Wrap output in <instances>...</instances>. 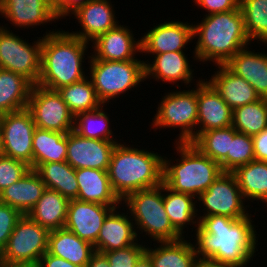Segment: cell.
<instances>
[{
    "label": "cell",
    "instance_id": "obj_22",
    "mask_svg": "<svg viewBox=\"0 0 267 267\" xmlns=\"http://www.w3.org/2000/svg\"><path fill=\"white\" fill-rule=\"evenodd\" d=\"M155 59L144 61L145 81L149 78L162 83H178L179 81L191 87L195 73L188 57L184 52H167L158 55H151ZM152 62V63H151ZM194 73V74H193ZM191 82V83H190Z\"/></svg>",
    "mask_w": 267,
    "mask_h": 267
},
{
    "label": "cell",
    "instance_id": "obj_1",
    "mask_svg": "<svg viewBox=\"0 0 267 267\" xmlns=\"http://www.w3.org/2000/svg\"><path fill=\"white\" fill-rule=\"evenodd\" d=\"M251 216L242 219L221 215L198 216L193 242H196L197 257L239 265L250 264L258 251L259 236Z\"/></svg>",
    "mask_w": 267,
    "mask_h": 267
},
{
    "label": "cell",
    "instance_id": "obj_2",
    "mask_svg": "<svg viewBox=\"0 0 267 267\" xmlns=\"http://www.w3.org/2000/svg\"><path fill=\"white\" fill-rule=\"evenodd\" d=\"M204 16L200 23L193 24V38L198 39L193 50V61L226 64L241 49L251 44L240 6L233 11Z\"/></svg>",
    "mask_w": 267,
    "mask_h": 267
},
{
    "label": "cell",
    "instance_id": "obj_28",
    "mask_svg": "<svg viewBox=\"0 0 267 267\" xmlns=\"http://www.w3.org/2000/svg\"><path fill=\"white\" fill-rule=\"evenodd\" d=\"M185 239L184 236L175 241L157 242L154 248L152 244L146 245L145 255L152 267H195L198 257L194 243Z\"/></svg>",
    "mask_w": 267,
    "mask_h": 267
},
{
    "label": "cell",
    "instance_id": "obj_44",
    "mask_svg": "<svg viewBox=\"0 0 267 267\" xmlns=\"http://www.w3.org/2000/svg\"><path fill=\"white\" fill-rule=\"evenodd\" d=\"M195 6L202 8L208 13H222L236 10L239 7L240 0H194Z\"/></svg>",
    "mask_w": 267,
    "mask_h": 267
},
{
    "label": "cell",
    "instance_id": "obj_51",
    "mask_svg": "<svg viewBox=\"0 0 267 267\" xmlns=\"http://www.w3.org/2000/svg\"><path fill=\"white\" fill-rule=\"evenodd\" d=\"M0 267H38V265H31V264H9L0 261Z\"/></svg>",
    "mask_w": 267,
    "mask_h": 267
},
{
    "label": "cell",
    "instance_id": "obj_46",
    "mask_svg": "<svg viewBox=\"0 0 267 267\" xmlns=\"http://www.w3.org/2000/svg\"><path fill=\"white\" fill-rule=\"evenodd\" d=\"M255 160L267 161V128L252 136Z\"/></svg>",
    "mask_w": 267,
    "mask_h": 267
},
{
    "label": "cell",
    "instance_id": "obj_14",
    "mask_svg": "<svg viewBox=\"0 0 267 267\" xmlns=\"http://www.w3.org/2000/svg\"><path fill=\"white\" fill-rule=\"evenodd\" d=\"M141 54L158 55L167 52H183L189 42H193V23L176 20L165 21L154 25L143 33Z\"/></svg>",
    "mask_w": 267,
    "mask_h": 267
},
{
    "label": "cell",
    "instance_id": "obj_50",
    "mask_svg": "<svg viewBox=\"0 0 267 267\" xmlns=\"http://www.w3.org/2000/svg\"><path fill=\"white\" fill-rule=\"evenodd\" d=\"M134 267H152L150 259L144 254Z\"/></svg>",
    "mask_w": 267,
    "mask_h": 267
},
{
    "label": "cell",
    "instance_id": "obj_42",
    "mask_svg": "<svg viewBox=\"0 0 267 267\" xmlns=\"http://www.w3.org/2000/svg\"><path fill=\"white\" fill-rule=\"evenodd\" d=\"M29 170L30 166L25 162L0 153V193L17 182Z\"/></svg>",
    "mask_w": 267,
    "mask_h": 267
},
{
    "label": "cell",
    "instance_id": "obj_29",
    "mask_svg": "<svg viewBox=\"0 0 267 267\" xmlns=\"http://www.w3.org/2000/svg\"><path fill=\"white\" fill-rule=\"evenodd\" d=\"M69 201L58 191L46 188L27 215L49 231L57 230L65 225Z\"/></svg>",
    "mask_w": 267,
    "mask_h": 267
},
{
    "label": "cell",
    "instance_id": "obj_5",
    "mask_svg": "<svg viewBox=\"0 0 267 267\" xmlns=\"http://www.w3.org/2000/svg\"><path fill=\"white\" fill-rule=\"evenodd\" d=\"M179 158L175 161L163 155V183L173 191L196 199L223 172L220 165L204 155L193 143L175 142ZM175 163V164H174Z\"/></svg>",
    "mask_w": 267,
    "mask_h": 267
},
{
    "label": "cell",
    "instance_id": "obj_41",
    "mask_svg": "<svg viewBox=\"0 0 267 267\" xmlns=\"http://www.w3.org/2000/svg\"><path fill=\"white\" fill-rule=\"evenodd\" d=\"M146 244L137 241L126 248L115 249L103 253L109 261L110 267H134L145 254Z\"/></svg>",
    "mask_w": 267,
    "mask_h": 267
},
{
    "label": "cell",
    "instance_id": "obj_49",
    "mask_svg": "<svg viewBox=\"0 0 267 267\" xmlns=\"http://www.w3.org/2000/svg\"><path fill=\"white\" fill-rule=\"evenodd\" d=\"M85 267H110V264L103 253L95 251Z\"/></svg>",
    "mask_w": 267,
    "mask_h": 267
},
{
    "label": "cell",
    "instance_id": "obj_17",
    "mask_svg": "<svg viewBox=\"0 0 267 267\" xmlns=\"http://www.w3.org/2000/svg\"><path fill=\"white\" fill-rule=\"evenodd\" d=\"M117 207L71 199L64 227L94 245L105 218Z\"/></svg>",
    "mask_w": 267,
    "mask_h": 267
},
{
    "label": "cell",
    "instance_id": "obj_10",
    "mask_svg": "<svg viewBox=\"0 0 267 267\" xmlns=\"http://www.w3.org/2000/svg\"><path fill=\"white\" fill-rule=\"evenodd\" d=\"M49 233L48 229L27 214L22 215L0 253V261L37 265L41 256L47 252Z\"/></svg>",
    "mask_w": 267,
    "mask_h": 267
},
{
    "label": "cell",
    "instance_id": "obj_31",
    "mask_svg": "<svg viewBox=\"0 0 267 267\" xmlns=\"http://www.w3.org/2000/svg\"><path fill=\"white\" fill-rule=\"evenodd\" d=\"M32 86L23 75L0 68V115L27 108Z\"/></svg>",
    "mask_w": 267,
    "mask_h": 267
},
{
    "label": "cell",
    "instance_id": "obj_24",
    "mask_svg": "<svg viewBox=\"0 0 267 267\" xmlns=\"http://www.w3.org/2000/svg\"><path fill=\"white\" fill-rule=\"evenodd\" d=\"M225 65L233 73L248 82L260 98L267 99V53L255 52L247 46L234 55Z\"/></svg>",
    "mask_w": 267,
    "mask_h": 267
},
{
    "label": "cell",
    "instance_id": "obj_8",
    "mask_svg": "<svg viewBox=\"0 0 267 267\" xmlns=\"http://www.w3.org/2000/svg\"><path fill=\"white\" fill-rule=\"evenodd\" d=\"M196 88L189 90H171L162 96L161 102L156 108V114L152 118V129L156 131L159 128H178L179 135L175 142L192 143L196 139L198 102H197V84ZM180 128V129H179Z\"/></svg>",
    "mask_w": 267,
    "mask_h": 267
},
{
    "label": "cell",
    "instance_id": "obj_45",
    "mask_svg": "<svg viewBox=\"0 0 267 267\" xmlns=\"http://www.w3.org/2000/svg\"><path fill=\"white\" fill-rule=\"evenodd\" d=\"M55 14L58 19L70 17L79 8L86 5L90 0H54Z\"/></svg>",
    "mask_w": 267,
    "mask_h": 267
},
{
    "label": "cell",
    "instance_id": "obj_19",
    "mask_svg": "<svg viewBox=\"0 0 267 267\" xmlns=\"http://www.w3.org/2000/svg\"><path fill=\"white\" fill-rule=\"evenodd\" d=\"M0 16L22 30L59 20L54 0H2Z\"/></svg>",
    "mask_w": 267,
    "mask_h": 267
},
{
    "label": "cell",
    "instance_id": "obj_6",
    "mask_svg": "<svg viewBox=\"0 0 267 267\" xmlns=\"http://www.w3.org/2000/svg\"><path fill=\"white\" fill-rule=\"evenodd\" d=\"M121 204L122 211L128 208L127 212L134 222L139 241L143 232V237L146 238L147 235V238L150 237L149 239L156 243L175 241L184 237L172 226L165 212L163 183L154 188L132 192L121 201Z\"/></svg>",
    "mask_w": 267,
    "mask_h": 267
},
{
    "label": "cell",
    "instance_id": "obj_32",
    "mask_svg": "<svg viewBox=\"0 0 267 267\" xmlns=\"http://www.w3.org/2000/svg\"><path fill=\"white\" fill-rule=\"evenodd\" d=\"M246 200L267 205V161L253 160L232 172Z\"/></svg>",
    "mask_w": 267,
    "mask_h": 267
},
{
    "label": "cell",
    "instance_id": "obj_4",
    "mask_svg": "<svg viewBox=\"0 0 267 267\" xmlns=\"http://www.w3.org/2000/svg\"><path fill=\"white\" fill-rule=\"evenodd\" d=\"M107 172L114 193L122 201L132 192L163 183V156L119 142L113 149Z\"/></svg>",
    "mask_w": 267,
    "mask_h": 267
},
{
    "label": "cell",
    "instance_id": "obj_16",
    "mask_svg": "<svg viewBox=\"0 0 267 267\" xmlns=\"http://www.w3.org/2000/svg\"><path fill=\"white\" fill-rule=\"evenodd\" d=\"M131 27L118 24L98 36L92 43L93 48L88 60L128 61L138 59L137 53L141 54V39L134 37ZM137 40V41H136Z\"/></svg>",
    "mask_w": 267,
    "mask_h": 267
},
{
    "label": "cell",
    "instance_id": "obj_25",
    "mask_svg": "<svg viewBox=\"0 0 267 267\" xmlns=\"http://www.w3.org/2000/svg\"><path fill=\"white\" fill-rule=\"evenodd\" d=\"M78 182L77 200L107 206H121V200L114 193L106 170L75 169Z\"/></svg>",
    "mask_w": 267,
    "mask_h": 267
},
{
    "label": "cell",
    "instance_id": "obj_26",
    "mask_svg": "<svg viewBox=\"0 0 267 267\" xmlns=\"http://www.w3.org/2000/svg\"><path fill=\"white\" fill-rule=\"evenodd\" d=\"M45 190L46 186L40 175L35 169H30L22 178L0 193V202L25 215L35 206Z\"/></svg>",
    "mask_w": 267,
    "mask_h": 267
},
{
    "label": "cell",
    "instance_id": "obj_33",
    "mask_svg": "<svg viewBox=\"0 0 267 267\" xmlns=\"http://www.w3.org/2000/svg\"><path fill=\"white\" fill-rule=\"evenodd\" d=\"M33 169L47 162H63L67 157V133L35 128L33 139Z\"/></svg>",
    "mask_w": 267,
    "mask_h": 267
},
{
    "label": "cell",
    "instance_id": "obj_37",
    "mask_svg": "<svg viewBox=\"0 0 267 267\" xmlns=\"http://www.w3.org/2000/svg\"><path fill=\"white\" fill-rule=\"evenodd\" d=\"M57 91L74 116L80 112L95 110L102 105L88 76Z\"/></svg>",
    "mask_w": 267,
    "mask_h": 267
},
{
    "label": "cell",
    "instance_id": "obj_18",
    "mask_svg": "<svg viewBox=\"0 0 267 267\" xmlns=\"http://www.w3.org/2000/svg\"><path fill=\"white\" fill-rule=\"evenodd\" d=\"M197 83V132L196 138L205 131L232 126L233 110L221 98L218 92L206 79Z\"/></svg>",
    "mask_w": 267,
    "mask_h": 267
},
{
    "label": "cell",
    "instance_id": "obj_30",
    "mask_svg": "<svg viewBox=\"0 0 267 267\" xmlns=\"http://www.w3.org/2000/svg\"><path fill=\"white\" fill-rule=\"evenodd\" d=\"M192 195L176 192L168 188L163 183V202L165 212L170 219L172 226L182 235L186 233L184 230L187 225L191 224L193 228L198 227V208L197 200Z\"/></svg>",
    "mask_w": 267,
    "mask_h": 267
},
{
    "label": "cell",
    "instance_id": "obj_21",
    "mask_svg": "<svg viewBox=\"0 0 267 267\" xmlns=\"http://www.w3.org/2000/svg\"><path fill=\"white\" fill-rule=\"evenodd\" d=\"M121 208V206L114 208L105 218L97 241L93 245L96 252L126 248L139 240L127 209L125 214L120 212Z\"/></svg>",
    "mask_w": 267,
    "mask_h": 267
},
{
    "label": "cell",
    "instance_id": "obj_36",
    "mask_svg": "<svg viewBox=\"0 0 267 267\" xmlns=\"http://www.w3.org/2000/svg\"><path fill=\"white\" fill-rule=\"evenodd\" d=\"M103 109L104 104L95 110L76 114L73 131L85 138L118 141L110 128L109 114Z\"/></svg>",
    "mask_w": 267,
    "mask_h": 267
},
{
    "label": "cell",
    "instance_id": "obj_35",
    "mask_svg": "<svg viewBox=\"0 0 267 267\" xmlns=\"http://www.w3.org/2000/svg\"><path fill=\"white\" fill-rule=\"evenodd\" d=\"M238 131L233 127L202 132L192 143L206 156L217 162L227 172V153Z\"/></svg>",
    "mask_w": 267,
    "mask_h": 267
},
{
    "label": "cell",
    "instance_id": "obj_40",
    "mask_svg": "<svg viewBox=\"0 0 267 267\" xmlns=\"http://www.w3.org/2000/svg\"><path fill=\"white\" fill-rule=\"evenodd\" d=\"M255 160L252 136L237 132L227 153V172H233L238 167Z\"/></svg>",
    "mask_w": 267,
    "mask_h": 267
},
{
    "label": "cell",
    "instance_id": "obj_12",
    "mask_svg": "<svg viewBox=\"0 0 267 267\" xmlns=\"http://www.w3.org/2000/svg\"><path fill=\"white\" fill-rule=\"evenodd\" d=\"M35 123L30 111H19L0 115V153L25 162L33 169L32 139Z\"/></svg>",
    "mask_w": 267,
    "mask_h": 267
},
{
    "label": "cell",
    "instance_id": "obj_34",
    "mask_svg": "<svg viewBox=\"0 0 267 267\" xmlns=\"http://www.w3.org/2000/svg\"><path fill=\"white\" fill-rule=\"evenodd\" d=\"M46 188L58 191L67 199H77L78 182L75 169L66 161L47 162L36 169Z\"/></svg>",
    "mask_w": 267,
    "mask_h": 267
},
{
    "label": "cell",
    "instance_id": "obj_27",
    "mask_svg": "<svg viewBox=\"0 0 267 267\" xmlns=\"http://www.w3.org/2000/svg\"><path fill=\"white\" fill-rule=\"evenodd\" d=\"M47 252L74 265L85 267L95 250L90 242L63 227L50 231Z\"/></svg>",
    "mask_w": 267,
    "mask_h": 267
},
{
    "label": "cell",
    "instance_id": "obj_7",
    "mask_svg": "<svg viewBox=\"0 0 267 267\" xmlns=\"http://www.w3.org/2000/svg\"><path fill=\"white\" fill-rule=\"evenodd\" d=\"M88 76L94 86L98 99L102 104L120 98L132 88L145 81L144 60L128 61L88 60Z\"/></svg>",
    "mask_w": 267,
    "mask_h": 267
},
{
    "label": "cell",
    "instance_id": "obj_11",
    "mask_svg": "<svg viewBox=\"0 0 267 267\" xmlns=\"http://www.w3.org/2000/svg\"><path fill=\"white\" fill-rule=\"evenodd\" d=\"M203 209L198 216L221 215L232 219L249 216V205L246 204L235 175L222 172L217 179L196 199ZM204 211V212H203Z\"/></svg>",
    "mask_w": 267,
    "mask_h": 267
},
{
    "label": "cell",
    "instance_id": "obj_20",
    "mask_svg": "<svg viewBox=\"0 0 267 267\" xmlns=\"http://www.w3.org/2000/svg\"><path fill=\"white\" fill-rule=\"evenodd\" d=\"M110 1L90 0L86 5L79 8L72 15H74V19H77L82 30L69 33L90 43L98 36L115 28L120 21L117 20L113 4Z\"/></svg>",
    "mask_w": 267,
    "mask_h": 267
},
{
    "label": "cell",
    "instance_id": "obj_47",
    "mask_svg": "<svg viewBox=\"0 0 267 267\" xmlns=\"http://www.w3.org/2000/svg\"><path fill=\"white\" fill-rule=\"evenodd\" d=\"M37 265L38 267H80L63 258L49 254L48 252H45L41 256Z\"/></svg>",
    "mask_w": 267,
    "mask_h": 267
},
{
    "label": "cell",
    "instance_id": "obj_13",
    "mask_svg": "<svg viewBox=\"0 0 267 267\" xmlns=\"http://www.w3.org/2000/svg\"><path fill=\"white\" fill-rule=\"evenodd\" d=\"M27 109L37 128L61 133H68L74 128V115L58 91L33 85Z\"/></svg>",
    "mask_w": 267,
    "mask_h": 267
},
{
    "label": "cell",
    "instance_id": "obj_39",
    "mask_svg": "<svg viewBox=\"0 0 267 267\" xmlns=\"http://www.w3.org/2000/svg\"><path fill=\"white\" fill-rule=\"evenodd\" d=\"M239 6L249 40L267 46V0H240Z\"/></svg>",
    "mask_w": 267,
    "mask_h": 267
},
{
    "label": "cell",
    "instance_id": "obj_23",
    "mask_svg": "<svg viewBox=\"0 0 267 267\" xmlns=\"http://www.w3.org/2000/svg\"><path fill=\"white\" fill-rule=\"evenodd\" d=\"M218 69L206 80L232 109L260 99L255 89L242 77L233 73L225 64L215 65Z\"/></svg>",
    "mask_w": 267,
    "mask_h": 267
},
{
    "label": "cell",
    "instance_id": "obj_3",
    "mask_svg": "<svg viewBox=\"0 0 267 267\" xmlns=\"http://www.w3.org/2000/svg\"><path fill=\"white\" fill-rule=\"evenodd\" d=\"M45 33L42 37L41 72L37 85L57 91L87 77L83 63L89 43L62 29Z\"/></svg>",
    "mask_w": 267,
    "mask_h": 267
},
{
    "label": "cell",
    "instance_id": "obj_15",
    "mask_svg": "<svg viewBox=\"0 0 267 267\" xmlns=\"http://www.w3.org/2000/svg\"><path fill=\"white\" fill-rule=\"evenodd\" d=\"M119 141L85 138L73 130L67 133L66 162L74 169L108 170L114 147Z\"/></svg>",
    "mask_w": 267,
    "mask_h": 267
},
{
    "label": "cell",
    "instance_id": "obj_48",
    "mask_svg": "<svg viewBox=\"0 0 267 267\" xmlns=\"http://www.w3.org/2000/svg\"><path fill=\"white\" fill-rule=\"evenodd\" d=\"M247 267V265H239L234 263H226L212 258L198 257L195 267Z\"/></svg>",
    "mask_w": 267,
    "mask_h": 267
},
{
    "label": "cell",
    "instance_id": "obj_38",
    "mask_svg": "<svg viewBox=\"0 0 267 267\" xmlns=\"http://www.w3.org/2000/svg\"><path fill=\"white\" fill-rule=\"evenodd\" d=\"M232 126L249 136L259 134L267 128V99L243 105L233 110Z\"/></svg>",
    "mask_w": 267,
    "mask_h": 267
},
{
    "label": "cell",
    "instance_id": "obj_9",
    "mask_svg": "<svg viewBox=\"0 0 267 267\" xmlns=\"http://www.w3.org/2000/svg\"><path fill=\"white\" fill-rule=\"evenodd\" d=\"M7 28L0 25V68L21 74L36 85L41 72L42 36L31 44Z\"/></svg>",
    "mask_w": 267,
    "mask_h": 267
},
{
    "label": "cell",
    "instance_id": "obj_43",
    "mask_svg": "<svg viewBox=\"0 0 267 267\" xmlns=\"http://www.w3.org/2000/svg\"><path fill=\"white\" fill-rule=\"evenodd\" d=\"M22 215L19 210L0 202V253Z\"/></svg>",
    "mask_w": 267,
    "mask_h": 267
}]
</instances>
